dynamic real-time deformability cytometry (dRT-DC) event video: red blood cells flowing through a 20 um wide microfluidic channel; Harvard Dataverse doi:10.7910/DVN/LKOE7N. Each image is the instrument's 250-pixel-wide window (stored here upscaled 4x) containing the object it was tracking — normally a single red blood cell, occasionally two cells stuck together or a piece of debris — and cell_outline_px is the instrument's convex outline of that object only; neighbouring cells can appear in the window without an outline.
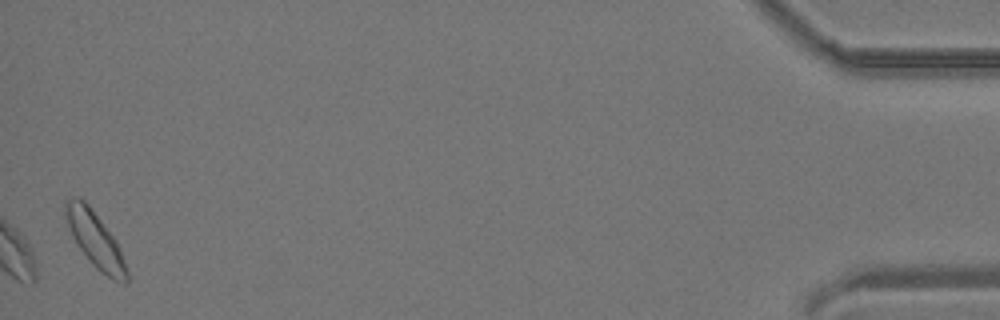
{"species": "common noctule bat (a hibernating species)", "species_latin": "Nyctalus noctula", "temperature_condition": "room temperature", "stored_images_in_passage": 29, "camera_frame_rate_fps": 3000, "um_per_image_px": 0.085, "animal": {"sex": "male", "body_mass_g": 19.2, "forearm_length_mm": 51.8}, "frame": {"image": 1, "passage_image": 29, "time_ms": 9.333, "image_size_px": [1000, 320], "cell_outline_px": [[128, 284], [124, 284], [112, 280], [100, 272], [92, 264], [80, 248], [72, 236], [68, 224], [64, 204], [72, 196], [80, 196], [88, 204], [116, 240], [120, 248], [128, 272]], "centroid_in_image_um": [8.13, 20.41], "position_along_channel_um": 427.1, "area_um2": 19.65}}